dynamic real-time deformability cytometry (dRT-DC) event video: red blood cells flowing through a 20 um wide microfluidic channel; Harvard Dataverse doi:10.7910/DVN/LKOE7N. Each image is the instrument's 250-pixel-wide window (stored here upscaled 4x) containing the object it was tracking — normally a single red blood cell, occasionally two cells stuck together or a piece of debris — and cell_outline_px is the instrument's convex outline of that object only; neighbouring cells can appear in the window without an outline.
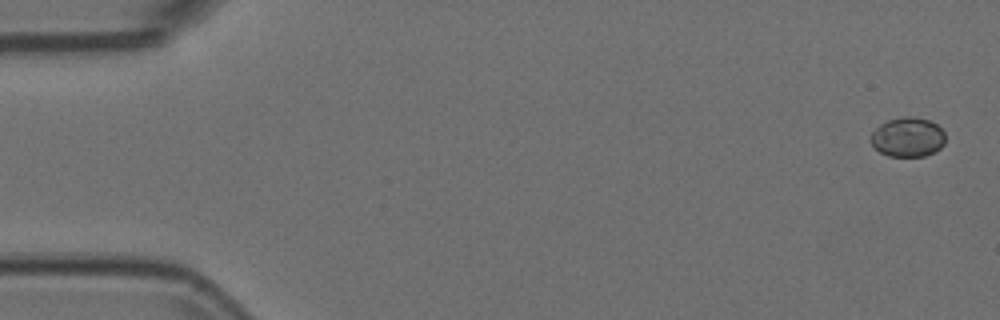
{"species": "Egyptian fruit bat (a non-hibernating species)", "species_latin": "Rousettus aegyptiacus", "temperature_condition": "room temperature", "stored_images_in_passage": 58, "camera_frame_rate_fps": 3000, "um_per_image_px": 0.085, "animal": {"sex": "female"}, "frame": {"image": 1, "passage_image": 1, "time_ms": 0.0, "image_size_px": [1000, 320], "cell_outline_px": [[944, 144], [936, 152], [924, 156], [888, 156], [880, 152], [872, 144], [872, 132], [880, 124], [888, 120], [904, 116], [912, 116], [928, 120], [936, 124], [944, 132]], "centroid_in_image_um": [77.17, 11.66], "position_along_channel_um": 7.8, "area_um2": 17.05}}